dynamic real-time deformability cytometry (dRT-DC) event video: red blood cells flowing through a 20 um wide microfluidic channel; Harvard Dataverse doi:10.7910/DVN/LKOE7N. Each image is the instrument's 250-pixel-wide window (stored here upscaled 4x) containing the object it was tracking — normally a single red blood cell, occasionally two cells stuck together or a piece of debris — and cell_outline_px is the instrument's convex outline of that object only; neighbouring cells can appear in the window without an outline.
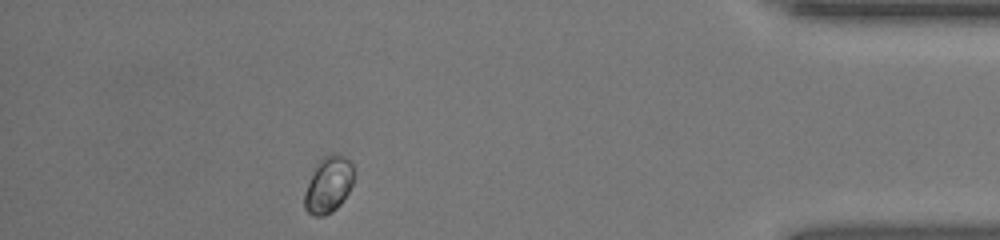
{"species": "human", "species_latin": "Homo sapiens", "temperature_condition": "room temperature", "stored_images_in_passage": 35, "camera_frame_rate_fps": 3000, "um_per_image_px": 0.085, "donor": {"sex": "female"}, "frame": {"image": 1, "passage_image": 30, "time_ms": 9.667, "image_size_px": [1000, 240], "cell_outline_px": [[352, 184], [348, 192], [340, 204], [332, 212], [324, 216], [316, 216], [308, 212], [304, 208], [304, 192], [312, 168], [324, 156], [340, 156], [348, 160], [352, 164]], "centroid_in_image_um": [27.86, 15.74], "position_along_channel_um": 407.3, "area_um2": 15.9}}